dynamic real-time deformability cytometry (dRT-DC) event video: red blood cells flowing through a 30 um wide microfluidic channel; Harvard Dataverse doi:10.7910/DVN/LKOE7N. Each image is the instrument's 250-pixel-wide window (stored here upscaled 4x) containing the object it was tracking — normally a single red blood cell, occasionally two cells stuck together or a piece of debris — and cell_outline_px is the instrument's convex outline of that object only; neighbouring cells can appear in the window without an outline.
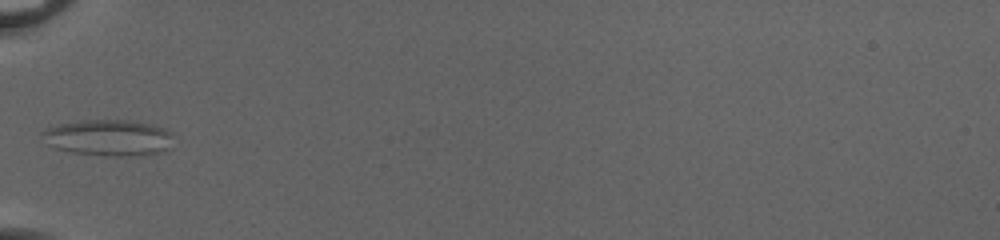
{"species": "common noctule bat (a hibernating species)", "species_latin": "Nyctalus noctula", "temperature_condition": "cold", "stored_images_in_passage": 33, "camera_frame_rate_fps": 3000, "um_per_image_px": 0.085, "animal": {"sex": "female", "body_mass_g": 20.0, "forearm_length_mm": 54.0}, "frame": {"image": 1, "passage_image": 1, "time_ms": 0.0, "image_size_px": [1000, 240], "cell_outline_px": [[172, 148], [164, 152], [124, 156], [104, 156], [72, 152], [56, 148], [48, 144], [40, 132], [44, 128], [56, 124], [76, 120], [128, 120], [152, 124], [164, 128], [168, 132]], "centroid_in_image_um": [9.18, 11.7], "position_along_channel_um": 75.8, "area_um2": 27.8}}
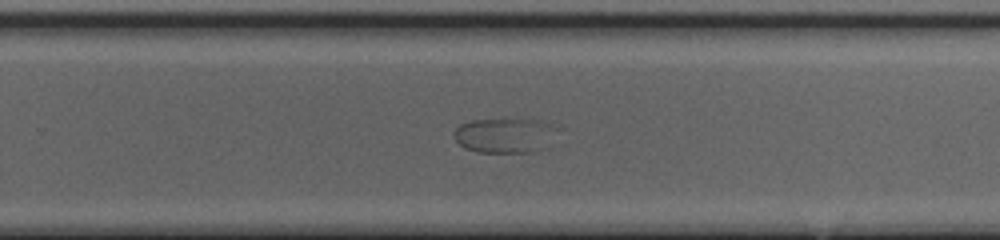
{"frame": {"image": 2, "passage_image": 17, "time_ms": 5.333, "image_size_px": [1000, 240], "cell_outline_px": [[552, 124], [544, 148], [528, 152], [480, 152], [464, 148], [452, 136], [452, 132], [460, 124], [472, 120], [504, 116], [544, 120]], "centroid_in_image_um": [42.76, 11.44], "position_along_channel_um": 287.0, "area_um2": 21.15}}
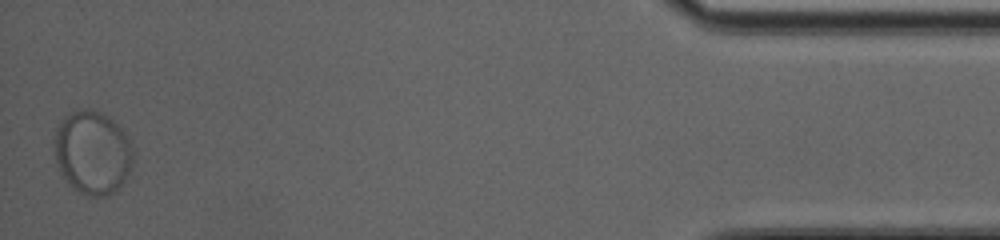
{"frame": {"image": 3, "passage_image": 33, "time_ms": 10.667, "image_size_px": [1000, 240], "cell_outline_px": [[132, 168], [128, 176], [108, 196], [88, 196], [72, 188], [60, 172], [56, 160], [52, 140], [56, 128], [60, 120], [68, 112], [80, 108], [88, 108], [112, 116], [124, 132], [128, 140], [132, 152]], "centroid_in_image_um": [7.82, 12.92], "position_along_channel_um": 427.4, "area_um2": 38.84}}